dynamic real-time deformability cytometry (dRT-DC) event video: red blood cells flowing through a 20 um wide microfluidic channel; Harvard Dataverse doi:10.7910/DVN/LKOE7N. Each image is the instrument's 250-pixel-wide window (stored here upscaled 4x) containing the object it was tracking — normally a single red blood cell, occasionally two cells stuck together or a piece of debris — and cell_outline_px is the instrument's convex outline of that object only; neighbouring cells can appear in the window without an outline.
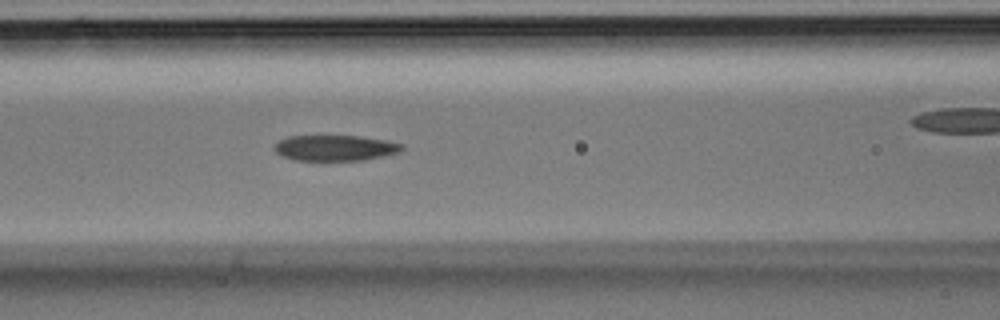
{"species": "Egyptian fruit bat (a non-hibernating species)", "species_latin": "Rousettus aegyptiacus", "temperature_condition": "room temperature", "stored_images_in_passage": 36, "camera_frame_rate_fps": 3000, "um_per_image_px": 0.085, "animal": {"sex": "male"}, "frame": {"image": 1, "passage_image": 15, "time_ms": 4.667, "image_size_px": [1000, 320], "cell_outline_px": [[404, 148], [400, 152], [384, 156], [364, 160], [292, 160], [276, 152], [272, 148], [280, 140], [288, 136], [360, 136], [388, 140], [404, 144]], "centroid_in_image_um": [28.53, 12.57], "position_along_channel_um": 138.1, "area_um2": 19.19}}
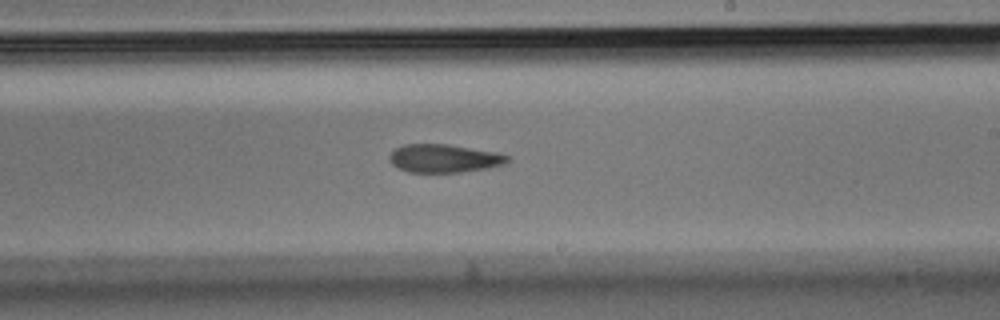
{"frame": {"image": 2, "passage_image": 21, "time_ms": 6.667, "image_size_px": [1000, 320], "cell_outline_px": [[512, 160], [508, 164], [488, 168], [460, 172], [408, 172], [392, 164], [388, 160], [388, 156], [396, 148], [404, 144], [448, 144], [496, 152], [512, 156]], "centroid_in_image_um": [37.81, 13.46], "position_along_channel_um": 251.2, "area_um2": 19.65}}
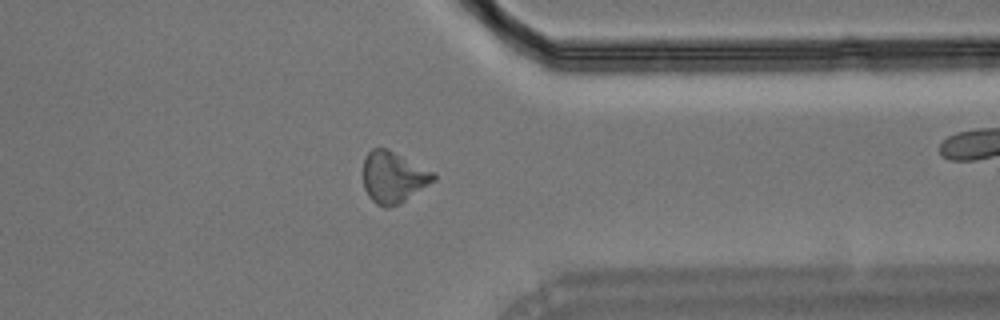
{"frame": {"image": 3, "passage_image": 28, "time_ms": 9.0, "image_size_px": [1000, 320], "cell_outline_px": [[436, 180], [400, 204], [388, 208], [384, 208], [376, 204], [368, 196], [364, 188], [364, 156], [372, 148], [388, 148], [436, 172]], "centroid_in_image_um": [33.46, 15.06], "position_along_channel_um": 377.9, "area_um2": 21.44}}